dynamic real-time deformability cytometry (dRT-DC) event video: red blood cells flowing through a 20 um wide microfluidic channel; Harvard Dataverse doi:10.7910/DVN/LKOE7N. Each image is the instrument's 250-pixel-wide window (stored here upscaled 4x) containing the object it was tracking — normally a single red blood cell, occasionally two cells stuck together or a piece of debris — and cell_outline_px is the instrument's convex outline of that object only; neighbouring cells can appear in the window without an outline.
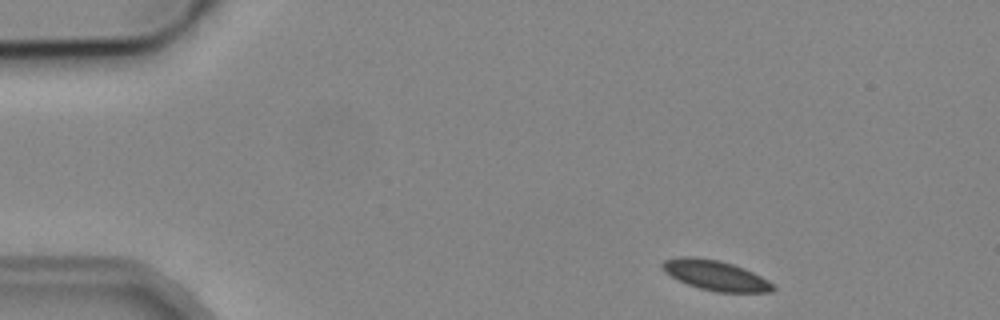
{"species": "common noctule bat (a hibernating species)", "species_latin": "Nyctalus noctula", "temperature_condition": "cold", "stored_images_in_passage": 3, "camera_frame_rate_fps": 3000, "um_per_image_px": 0.085, "animal": {"sex": "male", "body_mass_g": 19.2, "forearm_length_mm": 51.8}, "frame": {"image": 1, "passage_image": 1, "time_ms": 0.0, "image_size_px": [1000, 320], "cell_outline_px": [[776, 288], [772, 292], [716, 292], [700, 288], [688, 284], [664, 272], [660, 268], [660, 264], [664, 260], [676, 256], [692, 256], [720, 260], [744, 268], [768, 280]], "centroid_in_image_um": [60.78, 23.39], "position_along_channel_um": 24.2, "area_um2": 19.42}}
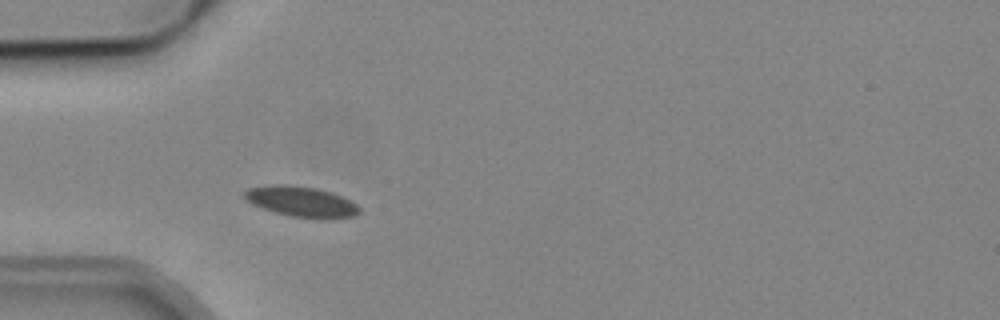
{"frame": {"image": 2, "passage_image": 3, "time_ms": 3.0, "image_size_px": [1000, 320], "cell_outline_px": [[360, 212], [356, 216], [324, 220], [320, 220], [288, 216], [252, 204], [244, 196], [244, 192], [248, 188], [276, 184], [284, 184], [316, 188], [332, 192], [356, 204], [360, 208]], "centroid_in_image_um": [25.65, 17.16], "position_along_channel_um": 59.3, "area_um2": 20.52}}